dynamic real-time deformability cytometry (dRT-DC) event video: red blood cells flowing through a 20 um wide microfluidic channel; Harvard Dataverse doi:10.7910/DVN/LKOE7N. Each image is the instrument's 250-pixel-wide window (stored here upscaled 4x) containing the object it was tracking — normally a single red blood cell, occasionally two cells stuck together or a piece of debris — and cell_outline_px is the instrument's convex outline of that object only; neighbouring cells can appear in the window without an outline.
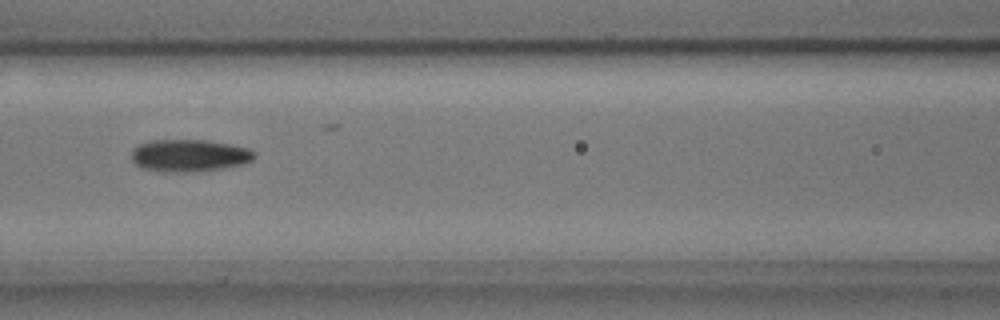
{"species": "common noctule bat (a hibernating species)", "species_latin": "Nyctalus noctula", "temperature_condition": "cold", "stored_images_in_passage": 4, "camera_frame_rate_fps": 3000, "um_per_image_px": 0.085, "animal": {"sex": "male", "body_mass_g": 17.9, "forearm_length_mm": 54.2}, "frame": {"image": 1, "passage_image": 4, "time_ms": 1.0, "image_size_px": [1000, 320], "cell_outline_px": [[256, 156], [252, 160], [244, 164], [224, 168], [188, 172], [144, 168], [136, 164], [132, 160], [132, 152], [140, 144], [152, 140], [204, 140], [228, 144], [248, 148], [256, 152]], "centroid_in_image_um": [16.16, 13.2], "position_along_channel_um": 150.4, "area_um2": 22.6}}